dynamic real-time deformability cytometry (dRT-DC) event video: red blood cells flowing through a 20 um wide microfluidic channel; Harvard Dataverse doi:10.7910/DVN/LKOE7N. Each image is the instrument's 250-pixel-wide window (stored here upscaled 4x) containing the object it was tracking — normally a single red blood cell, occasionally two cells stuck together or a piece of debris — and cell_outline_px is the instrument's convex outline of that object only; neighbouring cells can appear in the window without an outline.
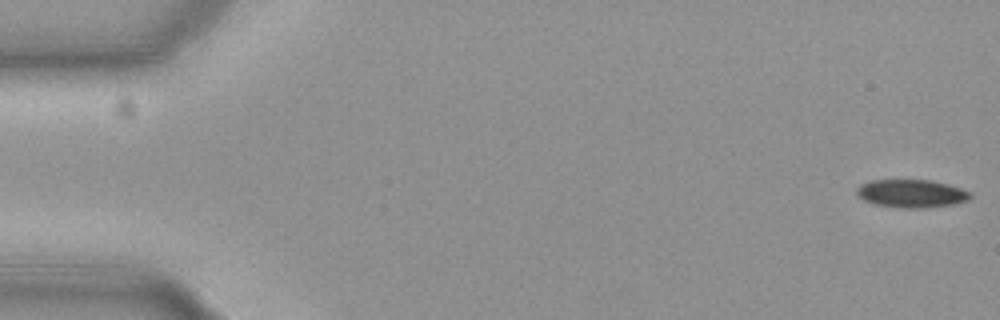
{"species": "common noctule bat (a hibernating species)", "species_latin": "Nyctalus noctula", "temperature_condition": "cold", "stored_images_in_passage": 56, "camera_frame_rate_fps": 3000, "um_per_image_px": 0.085, "animal": {"sex": "female", "body_mass_g": 19.3, "forearm_length_mm": 54.1}, "frame": {"image": 1, "passage_image": 1, "time_ms": 0.0, "image_size_px": [1000, 320], "cell_outline_px": [[972, 196], [964, 200], [952, 204], [928, 208], [896, 208], [872, 204], [856, 196], [856, 188], [860, 184], [872, 180], [928, 180], [960, 188], [968, 192]], "centroid_in_image_um": [77.36, 16.46], "position_along_channel_um": 7.6, "area_um2": 18.5}}
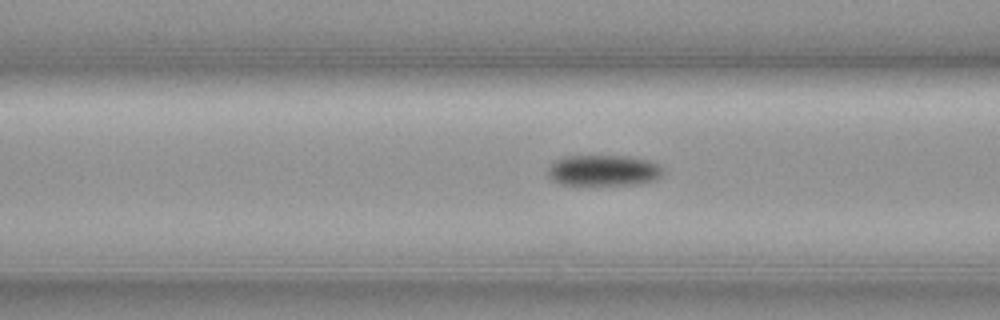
{"frame": {"image": 2, "passage_image": 22, "time_ms": 7.0, "image_size_px": [1000, 320], "cell_outline_px": [[664, 172], [656, 180], [640, 184], [560, 184], [552, 180], [548, 176], [548, 168], [556, 160], [568, 156], [628, 156], [648, 160], [660, 164], [664, 168]], "centroid_in_image_um": [51.35, 14.48], "position_along_channel_um": 115.2, "area_um2": 20.75}}
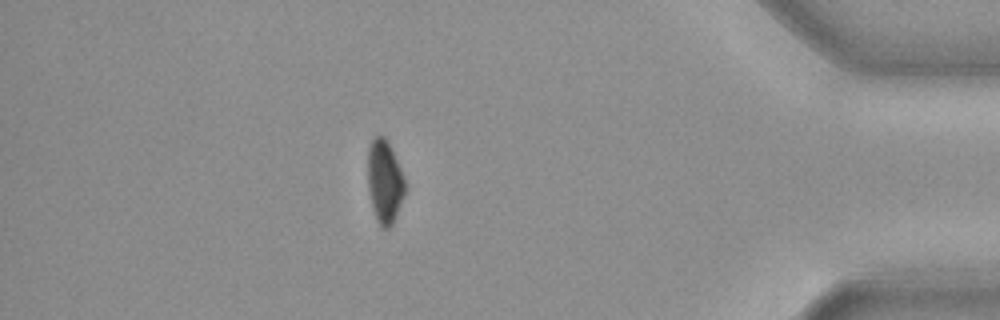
{"frame": {"image": 3, "passage_image": 49, "time_ms": 16.0, "image_size_px": [1000, 320], "cell_outline_px": [[404, 192], [392, 224], [388, 228], [380, 228], [376, 220], [372, 208], [368, 188], [368, 148], [372, 140], [376, 136], [384, 136], [400, 168], [404, 180]], "centroid_in_image_um": [32.65, 15.46], "position_along_channel_um": 402.6, "area_um2": 17.51}, "authors_computed_cell_mechanics": {"area_um2": 19.6809, "velocity_mm_per_s": 3.7142, "shape_relaxation_time_tau1_ms": 2.7694, "shape_relaxation_time_tau2_ms": null, "deformation_change_tau1": 0.0814, "deformation_change_tau2": null}}